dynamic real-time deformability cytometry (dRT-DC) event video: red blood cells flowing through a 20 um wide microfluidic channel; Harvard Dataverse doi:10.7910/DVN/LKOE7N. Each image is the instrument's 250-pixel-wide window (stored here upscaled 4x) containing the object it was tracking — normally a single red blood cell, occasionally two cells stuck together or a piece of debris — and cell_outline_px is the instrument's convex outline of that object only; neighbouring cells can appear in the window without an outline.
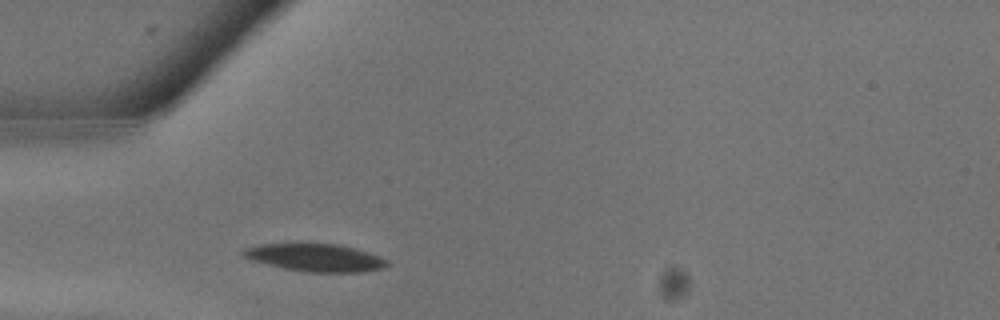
{"species": "common noctule bat (a hibernating species)", "species_latin": "Nyctalus noctula", "temperature_condition": "warm", "stored_images_in_passage": 8, "camera_frame_rate_fps": 3000, "um_per_image_px": 0.085, "animal": {"sex": "male", "body_mass_g": 13.3}, "frame": {"image": 1, "passage_image": 3, "time_ms": 0.667, "image_size_px": [1000, 320], "cell_outline_px": [[392, 264], [384, 268], [364, 272], [304, 272], [284, 268], [252, 260], [240, 256], [240, 252], [256, 244], [336, 244], [368, 252], [380, 256], [388, 260]], "centroid_in_image_um": [26.84, 21.91], "position_along_channel_um": 58.2, "area_um2": 23.18}}
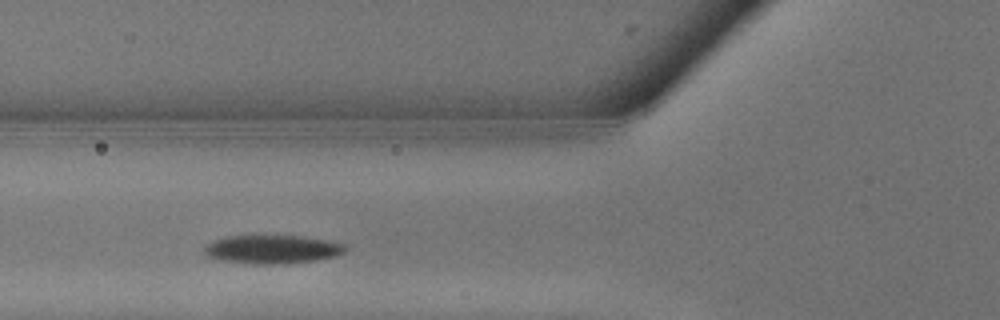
{"frame": {"image": 2, "passage_image": 5, "time_ms": 1.333, "image_size_px": [1000, 320], "cell_outline_px": [[348, 248], [344, 252], [336, 256], [312, 260], [280, 264], [252, 264], [224, 260], [208, 256], [204, 252], [204, 248], [208, 244], [216, 240], [228, 236], [304, 236], [344, 244]], "centroid_in_image_um": [23.16, 21.19], "position_along_channel_um": 102.6, "area_um2": 23.0}}
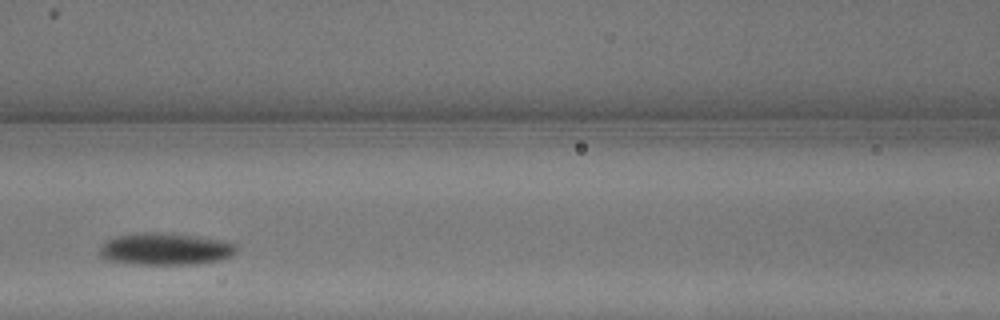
{"frame": {"image": 3, "passage_image": 7, "time_ms": 2.0, "image_size_px": [1000, 320], "cell_outline_px": [[236, 252], [232, 256], [220, 260], [196, 264], [136, 264], [108, 260], [100, 252], [100, 248], [108, 240], [116, 236], [136, 232], [160, 232], [192, 236], [220, 240], [236, 244]], "centroid_in_image_um": [14.07, 21.16], "position_along_channel_um": 152.5, "area_um2": 25.26}}